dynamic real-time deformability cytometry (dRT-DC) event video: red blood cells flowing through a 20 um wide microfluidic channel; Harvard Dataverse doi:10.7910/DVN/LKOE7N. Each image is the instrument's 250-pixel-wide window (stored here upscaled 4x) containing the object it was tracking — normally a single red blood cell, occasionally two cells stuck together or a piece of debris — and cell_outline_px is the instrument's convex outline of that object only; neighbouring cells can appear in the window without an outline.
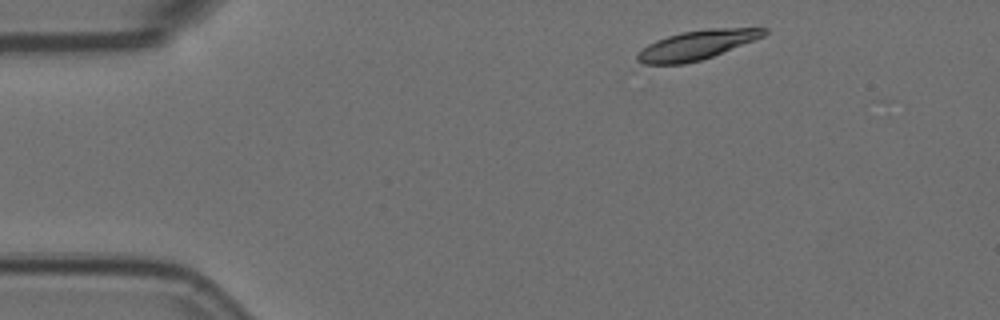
{"species": "Egyptian fruit bat (a non-hibernating species)", "species_latin": "Rousettus aegyptiacus", "temperature_condition": "room temperature", "stored_images_in_passage": 4, "camera_frame_rate_fps": 3000, "um_per_image_px": 0.085, "animal": {"sex": "female"}, "frame": {"image": 1, "passage_image": 1, "time_ms": 0.0, "image_size_px": [1000, 320], "cell_outline_px": [[768, 32], [764, 36], [712, 56], [700, 60], [684, 64], [644, 64], [636, 60], [636, 56], [648, 44], [656, 40], [680, 32], [708, 28], [768, 28]], "centroid_in_image_um": [59.22, 3.82], "position_along_channel_um": 25.8, "area_um2": 21.33}}
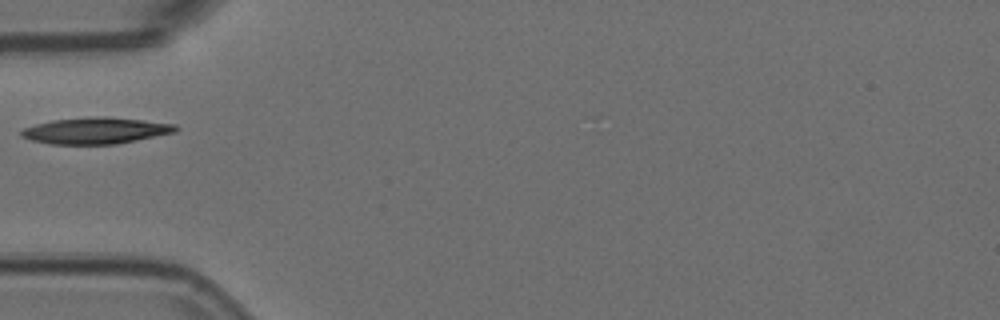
{"frame": {"image": 2, "passage_image": 4, "time_ms": 1.0, "image_size_px": [1000, 320], "cell_outline_px": [[180, 128], [176, 132], [116, 144], [52, 144], [32, 140], [20, 136], [20, 132], [24, 128], [36, 124], [52, 120], [92, 116], [104, 116], [176, 124]], "centroid_in_image_um": [8.14, 11.1], "position_along_channel_um": 76.9, "area_um2": 23.64}}